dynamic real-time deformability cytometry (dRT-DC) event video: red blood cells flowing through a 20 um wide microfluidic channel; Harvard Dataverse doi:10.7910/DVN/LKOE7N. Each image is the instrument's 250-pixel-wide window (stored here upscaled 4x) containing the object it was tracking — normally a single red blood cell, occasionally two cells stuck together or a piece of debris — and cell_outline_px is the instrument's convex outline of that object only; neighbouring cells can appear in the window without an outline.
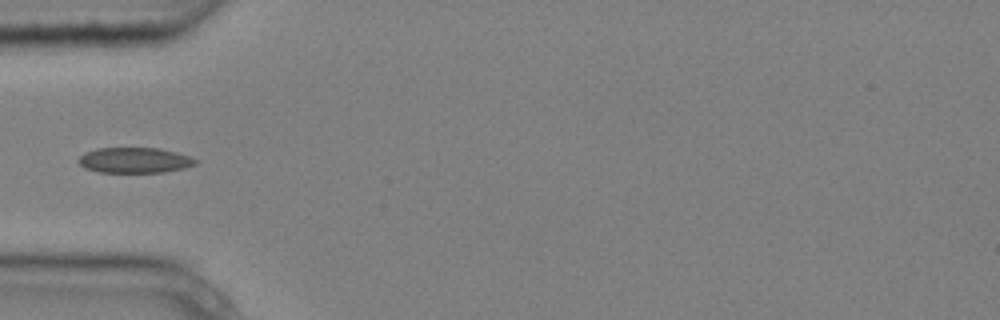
{"species": "common noctule bat (a hibernating species)", "species_latin": "Nyctalus noctula", "temperature_condition": "cold", "stored_images_in_passage": 6, "camera_frame_rate_fps": 3000, "um_per_image_px": 0.085, "animal": {"sex": "male", "body_mass_g": 20.4}, "frame": {"image": 1, "passage_image": 3, "time_ms": 0.667, "image_size_px": [1000, 320], "cell_outline_px": [[200, 160], [196, 164], [184, 168], [164, 172], [100, 172], [84, 168], [76, 160], [84, 152], [96, 148], [160, 148], [176, 152]], "centroid_in_image_um": [11.43, 13.61], "position_along_channel_um": 73.6, "area_um2": 17.46}}
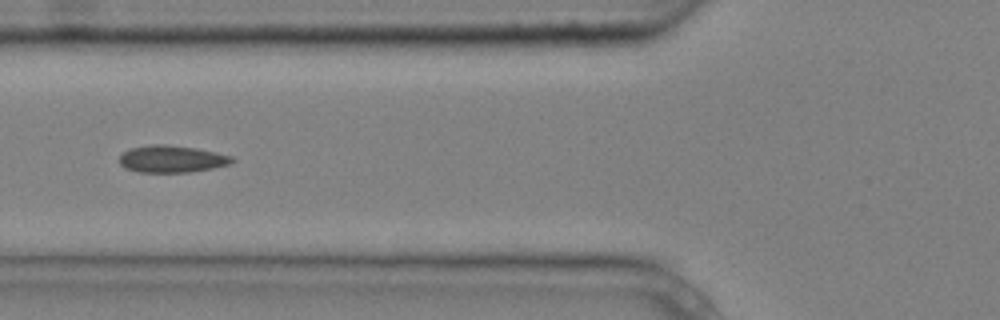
{"frame": {"image": 2, "passage_image": 4, "time_ms": 1.0, "image_size_px": [1000, 320], "cell_outline_px": [[236, 160], [228, 164], [212, 168], [188, 172], [140, 172], [124, 168], [120, 164], [120, 156], [124, 152], [132, 148], [152, 144], [164, 144], [196, 148], [216, 152], [232, 156]], "centroid_in_image_um": [14.6, 13.51], "position_along_channel_um": 111.2, "area_um2": 17.63}}